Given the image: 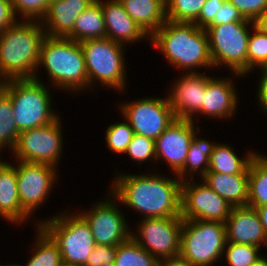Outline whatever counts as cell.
<instances>
[{
    "instance_id": "15",
    "label": "cell",
    "mask_w": 267,
    "mask_h": 266,
    "mask_svg": "<svg viewBox=\"0 0 267 266\" xmlns=\"http://www.w3.org/2000/svg\"><path fill=\"white\" fill-rule=\"evenodd\" d=\"M181 182V217L183 220L225 222L232 206L203 181Z\"/></svg>"
},
{
    "instance_id": "20",
    "label": "cell",
    "mask_w": 267,
    "mask_h": 266,
    "mask_svg": "<svg viewBox=\"0 0 267 266\" xmlns=\"http://www.w3.org/2000/svg\"><path fill=\"white\" fill-rule=\"evenodd\" d=\"M231 78L211 77L207 84L199 114L214 119H229L236 113L238 96Z\"/></svg>"
},
{
    "instance_id": "27",
    "label": "cell",
    "mask_w": 267,
    "mask_h": 266,
    "mask_svg": "<svg viewBox=\"0 0 267 266\" xmlns=\"http://www.w3.org/2000/svg\"><path fill=\"white\" fill-rule=\"evenodd\" d=\"M106 37V26L101 4L95 0L76 19L68 39L82 42L88 39Z\"/></svg>"
},
{
    "instance_id": "12",
    "label": "cell",
    "mask_w": 267,
    "mask_h": 266,
    "mask_svg": "<svg viewBox=\"0 0 267 266\" xmlns=\"http://www.w3.org/2000/svg\"><path fill=\"white\" fill-rule=\"evenodd\" d=\"M120 113L134 133L156 140L176 119L167 97L143 98L121 103Z\"/></svg>"
},
{
    "instance_id": "19",
    "label": "cell",
    "mask_w": 267,
    "mask_h": 266,
    "mask_svg": "<svg viewBox=\"0 0 267 266\" xmlns=\"http://www.w3.org/2000/svg\"><path fill=\"white\" fill-rule=\"evenodd\" d=\"M101 4L106 26V37L127 46L129 43L149 40V36L126 13L119 0H97ZM137 41V42H136Z\"/></svg>"
},
{
    "instance_id": "35",
    "label": "cell",
    "mask_w": 267,
    "mask_h": 266,
    "mask_svg": "<svg viewBox=\"0 0 267 266\" xmlns=\"http://www.w3.org/2000/svg\"><path fill=\"white\" fill-rule=\"evenodd\" d=\"M124 121L109 125L105 131L106 145L109 150L123 155L127 151L128 145L134 135V131L129 122L126 119Z\"/></svg>"
},
{
    "instance_id": "36",
    "label": "cell",
    "mask_w": 267,
    "mask_h": 266,
    "mask_svg": "<svg viewBox=\"0 0 267 266\" xmlns=\"http://www.w3.org/2000/svg\"><path fill=\"white\" fill-rule=\"evenodd\" d=\"M125 154L133 161H136L139 166L150 159L156 162L155 140L134 133Z\"/></svg>"
},
{
    "instance_id": "9",
    "label": "cell",
    "mask_w": 267,
    "mask_h": 266,
    "mask_svg": "<svg viewBox=\"0 0 267 266\" xmlns=\"http://www.w3.org/2000/svg\"><path fill=\"white\" fill-rule=\"evenodd\" d=\"M224 222L183 220L179 258L192 266H212L226 245Z\"/></svg>"
},
{
    "instance_id": "3",
    "label": "cell",
    "mask_w": 267,
    "mask_h": 266,
    "mask_svg": "<svg viewBox=\"0 0 267 266\" xmlns=\"http://www.w3.org/2000/svg\"><path fill=\"white\" fill-rule=\"evenodd\" d=\"M46 32L40 21L22 20L0 33V81L34 78Z\"/></svg>"
},
{
    "instance_id": "6",
    "label": "cell",
    "mask_w": 267,
    "mask_h": 266,
    "mask_svg": "<svg viewBox=\"0 0 267 266\" xmlns=\"http://www.w3.org/2000/svg\"><path fill=\"white\" fill-rule=\"evenodd\" d=\"M66 212L37 220L40 226L57 244L63 265L85 266L95 247L94 237L87 221L78 213Z\"/></svg>"
},
{
    "instance_id": "29",
    "label": "cell",
    "mask_w": 267,
    "mask_h": 266,
    "mask_svg": "<svg viewBox=\"0 0 267 266\" xmlns=\"http://www.w3.org/2000/svg\"><path fill=\"white\" fill-rule=\"evenodd\" d=\"M32 255L26 266H63L62 257L57 244L38 225Z\"/></svg>"
},
{
    "instance_id": "42",
    "label": "cell",
    "mask_w": 267,
    "mask_h": 266,
    "mask_svg": "<svg viewBox=\"0 0 267 266\" xmlns=\"http://www.w3.org/2000/svg\"><path fill=\"white\" fill-rule=\"evenodd\" d=\"M15 16L11 0H0V33L15 24L18 20Z\"/></svg>"
},
{
    "instance_id": "46",
    "label": "cell",
    "mask_w": 267,
    "mask_h": 266,
    "mask_svg": "<svg viewBox=\"0 0 267 266\" xmlns=\"http://www.w3.org/2000/svg\"><path fill=\"white\" fill-rule=\"evenodd\" d=\"M255 26L267 35V11L255 21Z\"/></svg>"
},
{
    "instance_id": "5",
    "label": "cell",
    "mask_w": 267,
    "mask_h": 266,
    "mask_svg": "<svg viewBox=\"0 0 267 266\" xmlns=\"http://www.w3.org/2000/svg\"><path fill=\"white\" fill-rule=\"evenodd\" d=\"M39 77L1 82L0 87L11 97L19 132L50 124L59 117L52 109L53 97Z\"/></svg>"
},
{
    "instance_id": "24",
    "label": "cell",
    "mask_w": 267,
    "mask_h": 266,
    "mask_svg": "<svg viewBox=\"0 0 267 266\" xmlns=\"http://www.w3.org/2000/svg\"><path fill=\"white\" fill-rule=\"evenodd\" d=\"M126 13L150 37L167 20L166 0H119Z\"/></svg>"
},
{
    "instance_id": "8",
    "label": "cell",
    "mask_w": 267,
    "mask_h": 266,
    "mask_svg": "<svg viewBox=\"0 0 267 266\" xmlns=\"http://www.w3.org/2000/svg\"><path fill=\"white\" fill-rule=\"evenodd\" d=\"M254 26V21L245 18L243 21L205 28L213 68L226 66L235 77H246L250 27Z\"/></svg>"
},
{
    "instance_id": "4",
    "label": "cell",
    "mask_w": 267,
    "mask_h": 266,
    "mask_svg": "<svg viewBox=\"0 0 267 266\" xmlns=\"http://www.w3.org/2000/svg\"><path fill=\"white\" fill-rule=\"evenodd\" d=\"M44 67L50 84L72 93L88 90V75L80 42L46 36L41 45L39 67Z\"/></svg>"
},
{
    "instance_id": "18",
    "label": "cell",
    "mask_w": 267,
    "mask_h": 266,
    "mask_svg": "<svg viewBox=\"0 0 267 266\" xmlns=\"http://www.w3.org/2000/svg\"><path fill=\"white\" fill-rule=\"evenodd\" d=\"M226 241L253 246H267V235L259 215L250 206L233 207L227 220Z\"/></svg>"
},
{
    "instance_id": "41",
    "label": "cell",
    "mask_w": 267,
    "mask_h": 266,
    "mask_svg": "<svg viewBox=\"0 0 267 266\" xmlns=\"http://www.w3.org/2000/svg\"><path fill=\"white\" fill-rule=\"evenodd\" d=\"M244 19L239 10L229 0H225L222 8H219L218 19H214L208 26L228 24L243 21Z\"/></svg>"
},
{
    "instance_id": "25",
    "label": "cell",
    "mask_w": 267,
    "mask_h": 266,
    "mask_svg": "<svg viewBox=\"0 0 267 266\" xmlns=\"http://www.w3.org/2000/svg\"><path fill=\"white\" fill-rule=\"evenodd\" d=\"M257 151H248L244 157H238L232 147L220 142L216 143L209 158L207 172L223 174H249V164Z\"/></svg>"
},
{
    "instance_id": "16",
    "label": "cell",
    "mask_w": 267,
    "mask_h": 266,
    "mask_svg": "<svg viewBox=\"0 0 267 266\" xmlns=\"http://www.w3.org/2000/svg\"><path fill=\"white\" fill-rule=\"evenodd\" d=\"M198 129L200 126L196 127L194 120L176 118L155 140L156 161L167 162L176 175L185 165L189 145Z\"/></svg>"
},
{
    "instance_id": "10",
    "label": "cell",
    "mask_w": 267,
    "mask_h": 266,
    "mask_svg": "<svg viewBox=\"0 0 267 266\" xmlns=\"http://www.w3.org/2000/svg\"><path fill=\"white\" fill-rule=\"evenodd\" d=\"M60 116L50 124L19 133L17 144L11 154L17 160L44 163L58 167L62 157L63 135Z\"/></svg>"
},
{
    "instance_id": "33",
    "label": "cell",
    "mask_w": 267,
    "mask_h": 266,
    "mask_svg": "<svg viewBox=\"0 0 267 266\" xmlns=\"http://www.w3.org/2000/svg\"><path fill=\"white\" fill-rule=\"evenodd\" d=\"M206 0H166V16L174 22H194Z\"/></svg>"
},
{
    "instance_id": "1",
    "label": "cell",
    "mask_w": 267,
    "mask_h": 266,
    "mask_svg": "<svg viewBox=\"0 0 267 266\" xmlns=\"http://www.w3.org/2000/svg\"><path fill=\"white\" fill-rule=\"evenodd\" d=\"M110 187L118 202L142 213L143 218L181 216V180L160 173L115 174ZM177 178V179H176Z\"/></svg>"
},
{
    "instance_id": "44",
    "label": "cell",
    "mask_w": 267,
    "mask_h": 266,
    "mask_svg": "<svg viewBox=\"0 0 267 266\" xmlns=\"http://www.w3.org/2000/svg\"><path fill=\"white\" fill-rule=\"evenodd\" d=\"M159 266H192L188 262L178 258L164 259L159 262Z\"/></svg>"
},
{
    "instance_id": "43",
    "label": "cell",
    "mask_w": 267,
    "mask_h": 266,
    "mask_svg": "<svg viewBox=\"0 0 267 266\" xmlns=\"http://www.w3.org/2000/svg\"><path fill=\"white\" fill-rule=\"evenodd\" d=\"M260 78L258 82V87H257V101H258V106L263 109L261 111L267 113V72L266 71H260Z\"/></svg>"
},
{
    "instance_id": "28",
    "label": "cell",
    "mask_w": 267,
    "mask_h": 266,
    "mask_svg": "<svg viewBox=\"0 0 267 266\" xmlns=\"http://www.w3.org/2000/svg\"><path fill=\"white\" fill-rule=\"evenodd\" d=\"M267 204V156L255 154L249 164V190L247 206L252 208Z\"/></svg>"
},
{
    "instance_id": "26",
    "label": "cell",
    "mask_w": 267,
    "mask_h": 266,
    "mask_svg": "<svg viewBox=\"0 0 267 266\" xmlns=\"http://www.w3.org/2000/svg\"><path fill=\"white\" fill-rule=\"evenodd\" d=\"M199 132L200 129L195 132L189 145L184 167L176 174L181 181L193 180L197 174H200L199 176L201 178L209 169V158L217 142H209L206 139L198 138L197 135Z\"/></svg>"
},
{
    "instance_id": "23",
    "label": "cell",
    "mask_w": 267,
    "mask_h": 266,
    "mask_svg": "<svg viewBox=\"0 0 267 266\" xmlns=\"http://www.w3.org/2000/svg\"><path fill=\"white\" fill-rule=\"evenodd\" d=\"M201 181L232 207L247 206L249 174L206 172Z\"/></svg>"
},
{
    "instance_id": "31",
    "label": "cell",
    "mask_w": 267,
    "mask_h": 266,
    "mask_svg": "<svg viewBox=\"0 0 267 266\" xmlns=\"http://www.w3.org/2000/svg\"><path fill=\"white\" fill-rule=\"evenodd\" d=\"M159 260L143 249L132 237L117 246L113 266H159Z\"/></svg>"
},
{
    "instance_id": "37",
    "label": "cell",
    "mask_w": 267,
    "mask_h": 266,
    "mask_svg": "<svg viewBox=\"0 0 267 266\" xmlns=\"http://www.w3.org/2000/svg\"><path fill=\"white\" fill-rule=\"evenodd\" d=\"M15 16L22 20L41 21L45 16L50 1L49 0H11ZM17 14V15H16Z\"/></svg>"
},
{
    "instance_id": "13",
    "label": "cell",
    "mask_w": 267,
    "mask_h": 266,
    "mask_svg": "<svg viewBox=\"0 0 267 266\" xmlns=\"http://www.w3.org/2000/svg\"><path fill=\"white\" fill-rule=\"evenodd\" d=\"M108 193V199L94 202L89 211L78 213L89 224L95 244L118 246L131 237L132 229L119 208L121 205H118L110 191Z\"/></svg>"
},
{
    "instance_id": "2",
    "label": "cell",
    "mask_w": 267,
    "mask_h": 266,
    "mask_svg": "<svg viewBox=\"0 0 267 266\" xmlns=\"http://www.w3.org/2000/svg\"><path fill=\"white\" fill-rule=\"evenodd\" d=\"M149 43L152 48L156 47L162 52L169 64L176 69L186 70L185 73L198 72L196 70L199 67L213 69L207 32L193 22H174L167 19L149 37Z\"/></svg>"
},
{
    "instance_id": "22",
    "label": "cell",
    "mask_w": 267,
    "mask_h": 266,
    "mask_svg": "<svg viewBox=\"0 0 267 266\" xmlns=\"http://www.w3.org/2000/svg\"><path fill=\"white\" fill-rule=\"evenodd\" d=\"M20 225L30 217L22 210L17 185L16 168L0 158V217ZM28 219V220H27Z\"/></svg>"
},
{
    "instance_id": "39",
    "label": "cell",
    "mask_w": 267,
    "mask_h": 266,
    "mask_svg": "<svg viewBox=\"0 0 267 266\" xmlns=\"http://www.w3.org/2000/svg\"><path fill=\"white\" fill-rule=\"evenodd\" d=\"M246 19L256 21L267 11V0H229Z\"/></svg>"
},
{
    "instance_id": "11",
    "label": "cell",
    "mask_w": 267,
    "mask_h": 266,
    "mask_svg": "<svg viewBox=\"0 0 267 266\" xmlns=\"http://www.w3.org/2000/svg\"><path fill=\"white\" fill-rule=\"evenodd\" d=\"M131 237L159 261L179 257L183 219L178 217L142 218Z\"/></svg>"
},
{
    "instance_id": "34",
    "label": "cell",
    "mask_w": 267,
    "mask_h": 266,
    "mask_svg": "<svg viewBox=\"0 0 267 266\" xmlns=\"http://www.w3.org/2000/svg\"><path fill=\"white\" fill-rule=\"evenodd\" d=\"M258 252V246L226 242L223 255L229 266H249L263 257Z\"/></svg>"
},
{
    "instance_id": "40",
    "label": "cell",
    "mask_w": 267,
    "mask_h": 266,
    "mask_svg": "<svg viewBox=\"0 0 267 266\" xmlns=\"http://www.w3.org/2000/svg\"><path fill=\"white\" fill-rule=\"evenodd\" d=\"M225 0H206L199 17L193 22L197 27L205 29L214 19H218L219 8Z\"/></svg>"
},
{
    "instance_id": "32",
    "label": "cell",
    "mask_w": 267,
    "mask_h": 266,
    "mask_svg": "<svg viewBox=\"0 0 267 266\" xmlns=\"http://www.w3.org/2000/svg\"><path fill=\"white\" fill-rule=\"evenodd\" d=\"M251 29L253 32H250L248 40L247 75L254 73L252 71L256 68L259 71L267 69V35L256 26Z\"/></svg>"
},
{
    "instance_id": "45",
    "label": "cell",
    "mask_w": 267,
    "mask_h": 266,
    "mask_svg": "<svg viewBox=\"0 0 267 266\" xmlns=\"http://www.w3.org/2000/svg\"><path fill=\"white\" fill-rule=\"evenodd\" d=\"M255 210L259 215L260 221L267 235V204L261 207H256Z\"/></svg>"
},
{
    "instance_id": "38",
    "label": "cell",
    "mask_w": 267,
    "mask_h": 266,
    "mask_svg": "<svg viewBox=\"0 0 267 266\" xmlns=\"http://www.w3.org/2000/svg\"><path fill=\"white\" fill-rule=\"evenodd\" d=\"M117 246L95 244L85 266H113Z\"/></svg>"
},
{
    "instance_id": "14",
    "label": "cell",
    "mask_w": 267,
    "mask_h": 266,
    "mask_svg": "<svg viewBox=\"0 0 267 266\" xmlns=\"http://www.w3.org/2000/svg\"><path fill=\"white\" fill-rule=\"evenodd\" d=\"M18 196L22 210L30 217L46 202L58 176L57 167L44 163L16 160ZM32 215V217H31Z\"/></svg>"
},
{
    "instance_id": "17",
    "label": "cell",
    "mask_w": 267,
    "mask_h": 266,
    "mask_svg": "<svg viewBox=\"0 0 267 266\" xmlns=\"http://www.w3.org/2000/svg\"><path fill=\"white\" fill-rule=\"evenodd\" d=\"M211 76L204 72L182 74L170 87L168 102L177 119H195L194 115L201 110L206 84Z\"/></svg>"
},
{
    "instance_id": "47",
    "label": "cell",
    "mask_w": 267,
    "mask_h": 266,
    "mask_svg": "<svg viewBox=\"0 0 267 266\" xmlns=\"http://www.w3.org/2000/svg\"><path fill=\"white\" fill-rule=\"evenodd\" d=\"M249 266H267V258L264 256L259 261Z\"/></svg>"
},
{
    "instance_id": "48",
    "label": "cell",
    "mask_w": 267,
    "mask_h": 266,
    "mask_svg": "<svg viewBox=\"0 0 267 266\" xmlns=\"http://www.w3.org/2000/svg\"><path fill=\"white\" fill-rule=\"evenodd\" d=\"M2 266H22V265L15 264V263H14V264H10V263H9V264H7V265H6V264H5V265L2 264Z\"/></svg>"
},
{
    "instance_id": "30",
    "label": "cell",
    "mask_w": 267,
    "mask_h": 266,
    "mask_svg": "<svg viewBox=\"0 0 267 266\" xmlns=\"http://www.w3.org/2000/svg\"><path fill=\"white\" fill-rule=\"evenodd\" d=\"M19 133L11 97L0 87V153L6 147L11 152L14 150Z\"/></svg>"
},
{
    "instance_id": "21",
    "label": "cell",
    "mask_w": 267,
    "mask_h": 266,
    "mask_svg": "<svg viewBox=\"0 0 267 266\" xmlns=\"http://www.w3.org/2000/svg\"><path fill=\"white\" fill-rule=\"evenodd\" d=\"M95 0H53L40 21L47 36L66 38L78 16Z\"/></svg>"
},
{
    "instance_id": "7",
    "label": "cell",
    "mask_w": 267,
    "mask_h": 266,
    "mask_svg": "<svg viewBox=\"0 0 267 266\" xmlns=\"http://www.w3.org/2000/svg\"><path fill=\"white\" fill-rule=\"evenodd\" d=\"M88 75V89L95 90L98 83L114 90H126L128 76L125 64V47L104 37L80 42ZM97 82L96 83H94Z\"/></svg>"
}]
</instances>
